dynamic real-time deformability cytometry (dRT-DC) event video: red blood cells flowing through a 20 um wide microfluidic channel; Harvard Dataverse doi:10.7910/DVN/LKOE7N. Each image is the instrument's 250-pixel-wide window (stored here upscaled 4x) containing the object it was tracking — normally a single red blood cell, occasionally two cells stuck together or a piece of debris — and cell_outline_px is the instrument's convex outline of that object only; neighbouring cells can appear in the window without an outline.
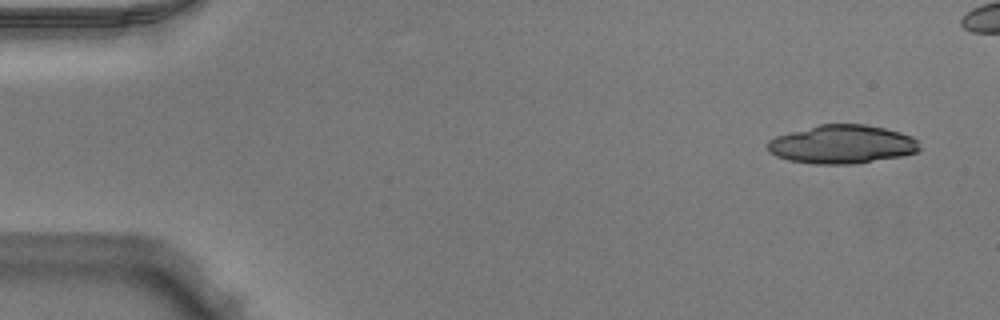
{"species": "Egyptian fruit bat (a non-hibernating species)", "species_latin": "Rousettus aegyptiacus", "temperature_condition": "warm", "stored_images_in_passage": 18, "camera_frame_rate_fps": 3000, "um_per_image_px": 0.085, "animal": {"sex": "male"}, "frame": {"image": 1, "passage_image": 1, "time_ms": 0.0, "image_size_px": [1000, 320], "cell_outline_px": [[920, 148], [916, 152], [900, 156], [852, 164], [812, 164], [788, 160], [776, 156], [768, 152], [768, 140], [776, 136], [820, 124], [864, 124], [884, 128], [900, 132], [912, 136], [920, 140]], "centroid_in_image_um": [71.58, 12.27], "position_along_channel_um": 13.4, "area_um2": 34.16}}